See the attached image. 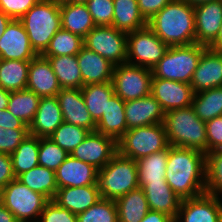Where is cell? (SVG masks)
I'll return each mask as SVG.
<instances>
[{
  "instance_id": "obj_36",
  "label": "cell",
  "mask_w": 222,
  "mask_h": 222,
  "mask_svg": "<svg viewBox=\"0 0 222 222\" xmlns=\"http://www.w3.org/2000/svg\"><path fill=\"white\" fill-rule=\"evenodd\" d=\"M192 106L203 122L222 116V86L194 93Z\"/></svg>"
},
{
  "instance_id": "obj_47",
  "label": "cell",
  "mask_w": 222,
  "mask_h": 222,
  "mask_svg": "<svg viewBox=\"0 0 222 222\" xmlns=\"http://www.w3.org/2000/svg\"><path fill=\"white\" fill-rule=\"evenodd\" d=\"M207 153L222 150V116L206 122Z\"/></svg>"
},
{
  "instance_id": "obj_14",
  "label": "cell",
  "mask_w": 222,
  "mask_h": 222,
  "mask_svg": "<svg viewBox=\"0 0 222 222\" xmlns=\"http://www.w3.org/2000/svg\"><path fill=\"white\" fill-rule=\"evenodd\" d=\"M196 43L209 48L219 35L222 24V2L212 0L194 6Z\"/></svg>"
},
{
  "instance_id": "obj_15",
  "label": "cell",
  "mask_w": 222,
  "mask_h": 222,
  "mask_svg": "<svg viewBox=\"0 0 222 222\" xmlns=\"http://www.w3.org/2000/svg\"><path fill=\"white\" fill-rule=\"evenodd\" d=\"M151 94L165 113L191 106L194 97L190 84L161 78H152Z\"/></svg>"
},
{
  "instance_id": "obj_4",
  "label": "cell",
  "mask_w": 222,
  "mask_h": 222,
  "mask_svg": "<svg viewBox=\"0 0 222 222\" xmlns=\"http://www.w3.org/2000/svg\"><path fill=\"white\" fill-rule=\"evenodd\" d=\"M34 51L41 55L55 33L61 29L58 0H40L21 19Z\"/></svg>"
},
{
  "instance_id": "obj_7",
  "label": "cell",
  "mask_w": 222,
  "mask_h": 222,
  "mask_svg": "<svg viewBox=\"0 0 222 222\" xmlns=\"http://www.w3.org/2000/svg\"><path fill=\"white\" fill-rule=\"evenodd\" d=\"M169 146L163 123L128 129L117 141L118 152L135 161Z\"/></svg>"
},
{
  "instance_id": "obj_35",
  "label": "cell",
  "mask_w": 222,
  "mask_h": 222,
  "mask_svg": "<svg viewBox=\"0 0 222 222\" xmlns=\"http://www.w3.org/2000/svg\"><path fill=\"white\" fill-rule=\"evenodd\" d=\"M40 99L41 97L28 89L12 91L10 92L7 109L29 126L39 107Z\"/></svg>"
},
{
  "instance_id": "obj_48",
  "label": "cell",
  "mask_w": 222,
  "mask_h": 222,
  "mask_svg": "<svg viewBox=\"0 0 222 222\" xmlns=\"http://www.w3.org/2000/svg\"><path fill=\"white\" fill-rule=\"evenodd\" d=\"M172 0H137L139 10L144 19L148 22L164 6Z\"/></svg>"
},
{
  "instance_id": "obj_40",
  "label": "cell",
  "mask_w": 222,
  "mask_h": 222,
  "mask_svg": "<svg viewBox=\"0 0 222 222\" xmlns=\"http://www.w3.org/2000/svg\"><path fill=\"white\" fill-rule=\"evenodd\" d=\"M89 133L90 131L83 127L63 122L49 138L70 155Z\"/></svg>"
},
{
  "instance_id": "obj_6",
  "label": "cell",
  "mask_w": 222,
  "mask_h": 222,
  "mask_svg": "<svg viewBox=\"0 0 222 222\" xmlns=\"http://www.w3.org/2000/svg\"><path fill=\"white\" fill-rule=\"evenodd\" d=\"M206 46L194 43L170 46L164 57L152 69V78H161L190 84Z\"/></svg>"
},
{
  "instance_id": "obj_25",
  "label": "cell",
  "mask_w": 222,
  "mask_h": 222,
  "mask_svg": "<svg viewBox=\"0 0 222 222\" xmlns=\"http://www.w3.org/2000/svg\"><path fill=\"white\" fill-rule=\"evenodd\" d=\"M144 190L150 210H155L176 218L182 199H180L166 181L139 184Z\"/></svg>"
},
{
  "instance_id": "obj_45",
  "label": "cell",
  "mask_w": 222,
  "mask_h": 222,
  "mask_svg": "<svg viewBox=\"0 0 222 222\" xmlns=\"http://www.w3.org/2000/svg\"><path fill=\"white\" fill-rule=\"evenodd\" d=\"M35 222H77V215L49 200Z\"/></svg>"
},
{
  "instance_id": "obj_34",
  "label": "cell",
  "mask_w": 222,
  "mask_h": 222,
  "mask_svg": "<svg viewBox=\"0 0 222 222\" xmlns=\"http://www.w3.org/2000/svg\"><path fill=\"white\" fill-rule=\"evenodd\" d=\"M168 148L137 160L139 184L166 181Z\"/></svg>"
},
{
  "instance_id": "obj_22",
  "label": "cell",
  "mask_w": 222,
  "mask_h": 222,
  "mask_svg": "<svg viewBox=\"0 0 222 222\" xmlns=\"http://www.w3.org/2000/svg\"><path fill=\"white\" fill-rule=\"evenodd\" d=\"M76 57L81 71L82 87L112 82L115 65L109 60L84 46Z\"/></svg>"
},
{
  "instance_id": "obj_33",
  "label": "cell",
  "mask_w": 222,
  "mask_h": 222,
  "mask_svg": "<svg viewBox=\"0 0 222 222\" xmlns=\"http://www.w3.org/2000/svg\"><path fill=\"white\" fill-rule=\"evenodd\" d=\"M30 61L0 59V87L12 92L26 89Z\"/></svg>"
},
{
  "instance_id": "obj_42",
  "label": "cell",
  "mask_w": 222,
  "mask_h": 222,
  "mask_svg": "<svg viewBox=\"0 0 222 222\" xmlns=\"http://www.w3.org/2000/svg\"><path fill=\"white\" fill-rule=\"evenodd\" d=\"M69 154L49 137L39 138L38 163L56 171Z\"/></svg>"
},
{
  "instance_id": "obj_10",
  "label": "cell",
  "mask_w": 222,
  "mask_h": 222,
  "mask_svg": "<svg viewBox=\"0 0 222 222\" xmlns=\"http://www.w3.org/2000/svg\"><path fill=\"white\" fill-rule=\"evenodd\" d=\"M84 47L113 65L127 62V33L112 26H95L84 38Z\"/></svg>"
},
{
  "instance_id": "obj_57",
  "label": "cell",
  "mask_w": 222,
  "mask_h": 222,
  "mask_svg": "<svg viewBox=\"0 0 222 222\" xmlns=\"http://www.w3.org/2000/svg\"><path fill=\"white\" fill-rule=\"evenodd\" d=\"M184 1H186L191 6H196V5L206 3V2L212 1V0H184Z\"/></svg>"
},
{
  "instance_id": "obj_5",
  "label": "cell",
  "mask_w": 222,
  "mask_h": 222,
  "mask_svg": "<svg viewBox=\"0 0 222 222\" xmlns=\"http://www.w3.org/2000/svg\"><path fill=\"white\" fill-rule=\"evenodd\" d=\"M97 184L101 198L112 200L139 188L137 162L117 152L98 170Z\"/></svg>"
},
{
  "instance_id": "obj_37",
  "label": "cell",
  "mask_w": 222,
  "mask_h": 222,
  "mask_svg": "<svg viewBox=\"0 0 222 222\" xmlns=\"http://www.w3.org/2000/svg\"><path fill=\"white\" fill-rule=\"evenodd\" d=\"M38 152L39 137L29 135L21 142L10 154L15 177L39 165Z\"/></svg>"
},
{
  "instance_id": "obj_43",
  "label": "cell",
  "mask_w": 222,
  "mask_h": 222,
  "mask_svg": "<svg viewBox=\"0 0 222 222\" xmlns=\"http://www.w3.org/2000/svg\"><path fill=\"white\" fill-rule=\"evenodd\" d=\"M86 6L95 26H112L114 15L113 0H89Z\"/></svg>"
},
{
  "instance_id": "obj_58",
  "label": "cell",
  "mask_w": 222,
  "mask_h": 222,
  "mask_svg": "<svg viewBox=\"0 0 222 222\" xmlns=\"http://www.w3.org/2000/svg\"><path fill=\"white\" fill-rule=\"evenodd\" d=\"M2 203V188L0 187V204Z\"/></svg>"
},
{
  "instance_id": "obj_9",
  "label": "cell",
  "mask_w": 222,
  "mask_h": 222,
  "mask_svg": "<svg viewBox=\"0 0 222 222\" xmlns=\"http://www.w3.org/2000/svg\"><path fill=\"white\" fill-rule=\"evenodd\" d=\"M127 47V63L151 70L169 48L148 26L127 33Z\"/></svg>"
},
{
  "instance_id": "obj_26",
  "label": "cell",
  "mask_w": 222,
  "mask_h": 222,
  "mask_svg": "<svg viewBox=\"0 0 222 222\" xmlns=\"http://www.w3.org/2000/svg\"><path fill=\"white\" fill-rule=\"evenodd\" d=\"M126 131L125 101L114 94L107 103L105 113L96 122V132L118 141Z\"/></svg>"
},
{
  "instance_id": "obj_41",
  "label": "cell",
  "mask_w": 222,
  "mask_h": 222,
  "mask_svg": "<svg viewBox=\"0 0 222 222\" xmlns=\"http://www.w3.org/2000/svg\"><path fill=\"white\" fill-rule=\"evenodd\" d=\"M77 222H118L116 201L100 198L89 209L77 215Z\"/></svg>"
},
{
  "instance_id": "obj_24",
  "label": "cell",
  "mask_w": 222,
  "mask_h": 222,
  "mask_svg": "<svg viewBox=\"0 0 222 222\" xmlns=\"http://www.w3.org/2000/svg\"><path fill=\"white\" fill-rule=\"evenodd\" d=\"M63 122L57 97H41L34 119L28 126L29 134L39 138L50 137Z\"/></svg>"
},
{
  "instance_id": "obj_18",
  "label": "cell",
  "mask_w": 222,
  "mask_h": 222,
  "mask_svg": "<svg viewBox=\"0 0 222 222\" xmlns=\"http://www.w3.org/2000/svg\"><path fill=\"white\" fill-rule=\"evenodd\" d=\"M194 93L222 86V52L206 48L190 82Z\"/></svg>"
},
{
  "instance_id": "obj_30",
  "label": "cell",
  "mask_w": 222,
  "mask_h": 222,
  "mask_svg": "<svg viewBox=\"0 0 222 222\" xmlns=\"http://www.w3.org/2000/svg\"><path fill=\"white\" fill-rule=\"evenodd\" d=\"M16 179L48 200H53L58 190L55 171L40 165L18 175Z\"/></svg>"
},
{
  "instance_id": "obj_20",
  "label": "cell",
  "mask_w": 222,
  "mask_h": 222,
  "mask_svg": "<svg viewBox=\"0 0 222 222\" xmlns=\"http://www.w3.org/2000/svg\"><path fill=\"white\" fill-rule=\"evenodd\" d=\"M127 130L152 124L163 123L165 112L150 93L143 98L125 102Z\"/></svg>"
},
{
  "instance_id": "obj_32",
  "label": "cell",
  "mask_w": 222,
  "mask_h": 222,
  "mask_svg": "<svg viewBox=\"0 0 222 222\" xmlns=\"http://www.w3.org/2000/svg\"><path fill=\"white\" fill-rule=\"evenodd\" d=\"M62 89L82 88V76L76 56L46 57Z\"/></svg>"
},
{
  "instance_id": "obj_3",
  "label": "cell",
  "mask_w": 222,
  "mask_h": 222,
  "mask_svg": "<svg viewBox=\"0 0 222 222\" xmlns=\"http://www.w3.org/2000/svg\"><path fill=\"white\" fill-rule=\"evenodd\" d=\"M163 125L169 145L207 153L206 123L197 117L192 105L166 112Z\"/></svg>"
},
{
  "instance_id": "obj_28",
  "label": "cell",
  "mask_w": 222,
  "mask_h": 222,
  "mask_svg": "<svg viewBox=\"0 0 222 222\" xmlns=\"http://www.w3.org/2000/svg\"><path fill=\"white\" fill-rule=\"evenodd\" d=\"M113 4L112 27L130 33L148 26L139 10L137 0H113Z\"/></svg>"
},
{
  "instance_id": "obj_13",
  "label": "cell",
  "mask_w": 222,
  "mask_h": 222,
  "mask_svg": "<svg viewBox=\"0 0 222 222\" xmlns=\"http://www.w3.org/2000/svg\"><path fill=\"white\" fill-rule=\"evenodd\" d=\"M174 222H222V201L206 193L183 199Z\"/></svg>"
},
{
  "instance_id": "obj_16",
  "label": "cell",
  "mask_w": 222,
  "mask_h": 222,
  "mask_svg": "<svg viewBox=\"0 0 222 222\" xmlns=\"http://www.w3.org/2000/svg\"><path fill=\"white\" fill-rule=\"evenodd\" d=\"M37 55L22 22L12 19L0 37V59L30 61Z\"/></svg>"
},
{
  "instance_id": "obj_50",
  "label": "cell",
  "mask_w": 222,
  "mask_h": 222,
  "mask_svg": "<svg viewBox=\"0 0 222 222\" xmlns=\"http://www.w3.org/2000/svg\"><path fill=\"white\" fill-rule=\"evenodd\" d=\"M0 127L3 129H29L23 121L11 114L8 109L0 111Z\"/></svg>"
},
{
  "instance_id": "obj_17",
  "label": "cell",
  "mask_w": 222,
  "mask_h": 222,
  "mask_svg": "<svg viewBox=\"0 0 222 222\" xmlns=\"http://www.w3.org/2000/svg\"><path fill=\"white\" fill-rule=\"evenodd\" d=\"M56 97L64 122L83 127L90 132L96 131V122L88 112L81 88L61 89Z\"/></svg>"
},
{
  "instance_id": "obj_44",
  "label": "cell",
  "mask_w": 222,
  "mask_h": 222,
  "mask_svg": "<svg viewBox=\"0 0 222 222\" xmlns=\"http://www.w3.org/2000/svg\"><path fill=\"white\" fill-rule=\"evenodd\" d=\"M29 135V129H3L0 127V153L12 154Z\"/></svg>"
},
{
  "instance_id": "obj_55",
  "label": "cell",
  "mask_w": 222,
  "mask_h": 222,
  "mask_svg": "<svg viewBox=\"0 0 222 222\" xmlns=\"http://www.w3.org/2000/svg\"><path fill=\"white\" fill-rule=\"evenodd\" d=\"M209 48L222 52V24L216 41Z\"/></svg>"
},
{
  "instance_id": "obj_8",
  "label": "cell",
  "mask_w": 222,
  "mask_h": 222,
  "mask_svg": "<svg viewBox=\"0 0 222 222\" xmlns=\"http://www.w3.org/2000/svg\"><path fill=\"white\" fill-rule=\"evenodd\" d=\"M48 201L44 195L32 191L16 178L2 188V204L14 214L18 222L39 219Z\"/></svg>"
},
{
  "instance_id": "obj_21",
  "label": "cell",
  "mask_w": 222,
  "mask_h": 222,
  "mask_svg": "<svg viewBox=\"0 0 222 222\" xmlns=\"http://www.w3.org/2000/svg\"><path fill=\"white\" fill-rule=\"evenodd\" d=\"M58 188L98 185V169L69 155L55 171Z\"/></svg>"
},
{
  "instance_id": "obj_27",
  "label": "cell",
  "mask_w": 222,
  "mask_h": 222,
  "mask_svg": "<svg viewBox=\"0 0 222 222\" xmlns=\"http://www.w3.org/2000/svg\"><path fill=\"white\" fill-rule=\"evenodd\" d=\"M61 28L82 38L95 27L86 4L60 3Z\"/></svg>"
},
{
  "instance_id": "obj_29",
  "label": "cell",
  "mask_w": 222,
  "mask_h": 222,
  "mask_svg": "<svg viewBox=\"0 0 222 222\" xmlns=\"http://www.w3.org/2000/svg\"><path fill=\"white\" fill-rule=\"evenodd\" d=\"M118 222H140L149 206L142 188L132 190L116 200Z\"/></svg>"
},
{
  "instance_id": "obj_11",
  "label": "cell",
  "mask_w": 222,
  "mask_h": 222,
  "mask_svg": "<svg viewBox=\"0 0 222 222\" xmlns=\"http://www.w3.org/2000/svg\"><path fill=\"white\" fill-rule=\"evenodd\" d=\"M152 70L129 63L114 66L113 86L122 100H136L151 93Z\"/></svg>"
},
{
  "instance_id": "obj_46",
  "label": "cell",
  "mask_w": 222,
  "mask_h": 222,
  "mask_svg": "<svg viewBox=\"0 0 222 222\" xmlns=\"http://www.w3.org/2000/svg\"><path fill=\"white\" fill-rule=\"evenodd\" d=\"M40 0H0V11L11 19L20 20Z\"/></svg>"
},
{
  "instance_id": "obj_49",
  "label": "cell",
  "mask_w": 222,
  "mask_h": 222,
  "mask_svg": "<svg viewBox=\"0 0 222 222\" xmlns=\"http://www.w3.org/2000/svg\"><path fill=\"white\" fill-rule=\"evenodd\" d=\"M15 178L10 154L0 153V187L4 188Z\"/></svg>"
},
{
  "instance_id": "obj_38",
  "label": "cell",
  "mask_w": 222,
  "mask_h": 222,
  "mask_svg": "<svg viewBox=\"0 0 222 222\" xmlns=\"http://www.w3.org/2000/svg\"><path fill=\"white\" fill-rule=\"evenodd\" d=\"M84 46V38L61 28L52 37L46 50L41 54L44 57L76 56Z\"/></svg>"
},
{
  "instance_id": "obj_39",
  "label": "cell",
  "mask_w": 222,
  "mask_h": 222,
  "mask_svg": "<svg viewBox=\"0 0 222 222\" xmlns=\"http://www.w3.org/2000/svg\"><path fill=\"white\" fill-rule=\"evenodd\" d=\"M206 194L219 198L222 193V150L205 154Z\"/></svg>"
},
{
  "instance_id": "obj_1",
  "label": "cell",
  "mask_w": 222,
  "mask_h": 222,
  "mask_svg": "<svg viewBox=\"0 0 222 222\" xmlns=\"http://www.w3.org/2000/svg\"><path fill=\"white\" fill-rule=\"evenodd\" d=\"M166 182L180 199L205 193V153L197 149L169 146Z\"/></svg>"
},
{
  "instance_id": "obj_54",
  "label": "cell",
  "mask_w": 222,
  "mask_h": 222,
  "mask_svg": "<svg viewBox=\"0 0 222 222\" xmlns=\"http://www.w3.org/2000/svg\"><path fill=\"white\" fill-rule=\"evenodd\" d=\"M11 20L12 19L8 15L0 11V37L5 32V29Z\"/></svg>"
},
{
  "instance_id": "obj_23",
  "label": "cell",
  "mask_w": 222,
  "mask_h": 222,
  "mask_svg": "<svg viewBox=\"0 0 222 222\" xmlns=\"http://www.w3.org/2000/svg\"><path fill=\"white\" fill-rule=\"evenodd\" d=\"M101 198L98 185L58 188L53 201L73 214H80Z\"/></svg>"
},
{
  "instance_id": "obj_19",
  "label": "cell",
  "mask_w": 222,
  "mask_h": 222,
  "mask_svg": "<svg viewBox=\"0 0 222 222\" xmlns=\"http://www.w3.org/2000/svg\"><path fill=\"white\" fill-rule=\"evenodd\" d=\"M26 89L39 97H54L62 89L48 58L37 55L30 60Z\"/></svg>"
},
{
  "instance_id": "obj_31",
  "label": "cell",
  "mask_w": 222,
  "mask_h": 222,
  "mask_svg": "<svg viewBox=\"0 0 222 222\" xmlns=\"http://www.w3.org/2000/svg\"><path fill=\"white\" fill-rule=\"evenodd\" d=\"M81 91L88 112L97 122L105 113L108 101L115 94L113 82L85 85Z\"/></svg>"
},
{
  "instance_id": "obj_52",
  "label": "cell",
  "mask_w": 222,
  "mask_h": 222,
  "mask_svg": "<svg viewBox=\"0 0 222 222\" xmlns=\"http://www.w3.org/2000/svg\"><path fill=\"white\" fill-rule=\"evenodd\" d=\"M0 222H18L14 214L2 203L0 204Z\"/></svg>"
},
{
  "instance_id": "obj_12",
  "label": "cell",
  "mask_w": 222,
  "mask_h": 222,
  "mask_svg": "<svg viewBox=\"0 0 222 222\" xmlns=\"http://www.w3.org/2000/svg\"><path fill=\"white\" fill-rule=\"evenodd\" d=\"M118 152L117 141L98 132L88 136L70 154L73 158L92 164L98 170L103 168Z\"/></svg>"
},
{
  "instance_id": "obj_56",
  "label": "cell",
  "mask_w": 222,
  "mask_h": 222,
  "mask_svg": "<svg viewBox=\"0 0 222 222\" xmlns=\"http://www.w3.org/2000/svg\"><path fill=\"white\" fill-rule=\"evenodd\" d=\"M89 0H58L59 3L86 4Z\"/></svg>"
},
{
  "instance_id": "obj_53",
  "label": "cell",
  "mask_w": 222,
  "mask_h": 222,
  "mask_svg": "<svg viewBox=\"0 0 222 222\" xmlns=\"http://www.w3.org/2000/svg\"><path fill=\"white\" fill-rule=\"evenodd\" d=\"M10 92L0 87V111L8 108Z\"/></svg>"
},
{
  "instance_id": "obj_2",
  "label": "cell",
  "mask_w": 222,
  "mask_h": 222,
  "mask_svg": "<svg viewBox=\"0 0 222 222\" xmlns=\"http://www.w3.org/2000/svg\"><path fill=\"white\" fill-rule=\"evenodd\" d=\"M148 27L169 47L196 43L194 6L172 0L148 21Z\"/></svg>"
},
{
  "instance_id": "obj_51",
  "label": "cell",
  "mask_w": 222,
  "mask_h": 222,
  "mask_svg": "<svg viewBox=\"0 0 222 222\" xmlns=\"http://www.w3.org/2000/svg\"><path fill=\"white\" fill-rule=\"evenodd\" d=\"M140 222H174V220L164 213L149 210Z\"/></svg>"
}]
</instances>
